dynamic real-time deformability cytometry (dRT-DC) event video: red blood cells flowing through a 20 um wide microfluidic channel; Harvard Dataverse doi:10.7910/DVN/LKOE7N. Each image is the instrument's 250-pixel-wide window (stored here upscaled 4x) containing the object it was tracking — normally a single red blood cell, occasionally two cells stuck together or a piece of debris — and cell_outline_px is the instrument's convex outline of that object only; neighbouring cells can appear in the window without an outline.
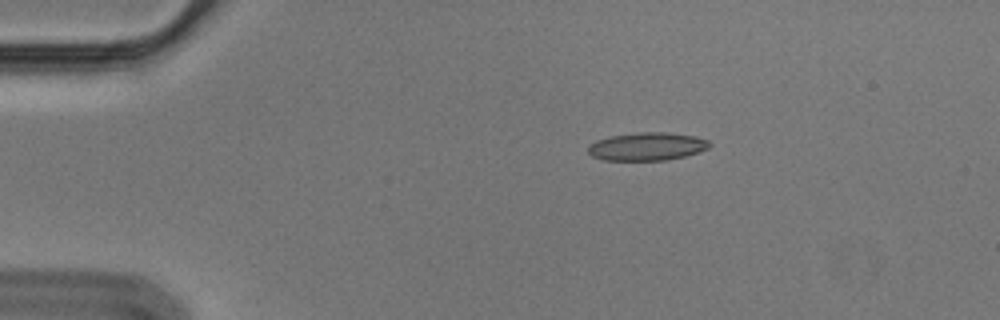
{"species": "Egyptian fruit bat (a non-hibernating species)", "species_latin": "Rousettus aegyptiacus", "temperature_condition": "cold", "stored_images_in_passage": 47, "camera_frame_rate_fps": 3000, "um_per_image_px": 0.085, "animal": {"sex": "male"}, "frame": {"image": 1, "passage_image": 1, "time_ms": 0.0, "image_size_px": [1000, 320], "cell_outline_px": [[712, 144], [708, 148], [684, 156], [668, 160], [604, 160], [592, 156], [588, 152], [588, 144], [596, 140], [608, 136], [636, 132], [668, 132], [696, 136], [708, 140]], "centroid_in_image_um": [54.97, 12.44], "position_along_channel_um": 30.0, "area_um2": 20.0}}
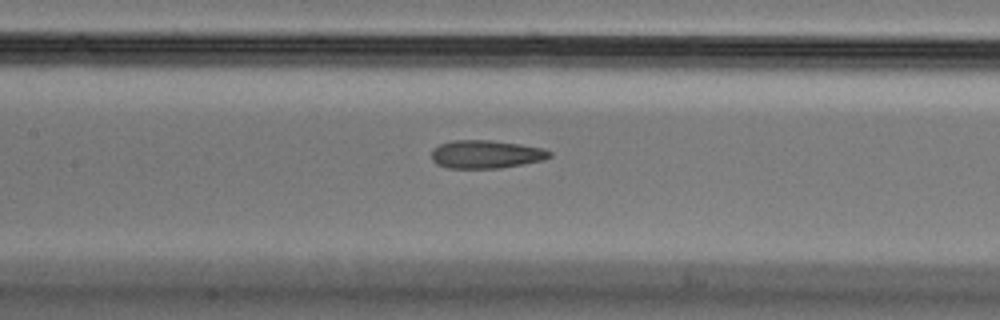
{"frame": {"image": 2, "passage_image": 17, "time_ms": 5.333, "image_size_px": [1000, 320], "cell_outline_px": [[552, 156], [544, 160], [524, 164], [500, 168], [448, 168], [436, 164], [432, 160], [432, 148], [440, 144], [452, 140], [492, 140], [520, 144], [544, 148], [552, 152]], "centroid_in_image_um": [41.32, 13.11], "position_along_channel_um": 166.1, "area_um2": 19.59}}
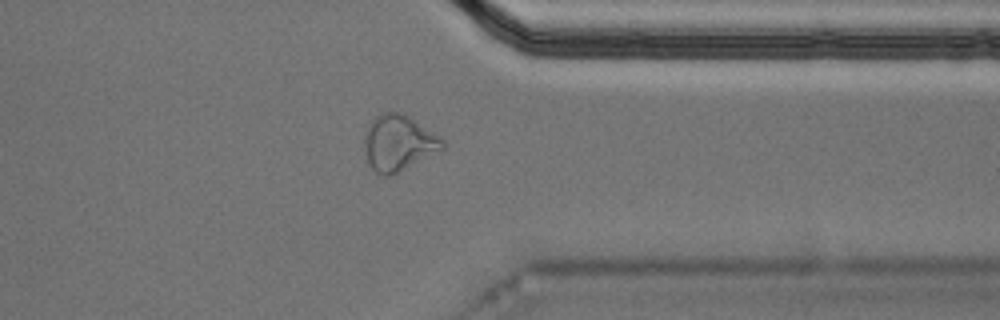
{"frame": {"image": 3, "passage_image": 35, "time_ms": 11.333, "image_size_px": [1000, 320], "cell_outline_px": [[444, 148], [388, 176], [384, 176], [376, 172], [368, 164], [364, 148], [364, 136], [372, 120], [376, 116], [384, 112], [400, 112], [408, 116], [440, 136], [444, 140]], "centroid_in_image_um": [33.85, 12.13], "position_along_channel_um": 377.6, "area_um2": 24.85}, "authors_computed_cell_mechanics": {"area_um2": 19.9988, "velocity_mm_per_s": 3.5921, "shape_relaxation_time_tau1_ms": null, "shape_relaxation_time_tau2_ms": 1.7599, "deformation_change_tau1": null, "deformation_change_tau2": 0.0917}}